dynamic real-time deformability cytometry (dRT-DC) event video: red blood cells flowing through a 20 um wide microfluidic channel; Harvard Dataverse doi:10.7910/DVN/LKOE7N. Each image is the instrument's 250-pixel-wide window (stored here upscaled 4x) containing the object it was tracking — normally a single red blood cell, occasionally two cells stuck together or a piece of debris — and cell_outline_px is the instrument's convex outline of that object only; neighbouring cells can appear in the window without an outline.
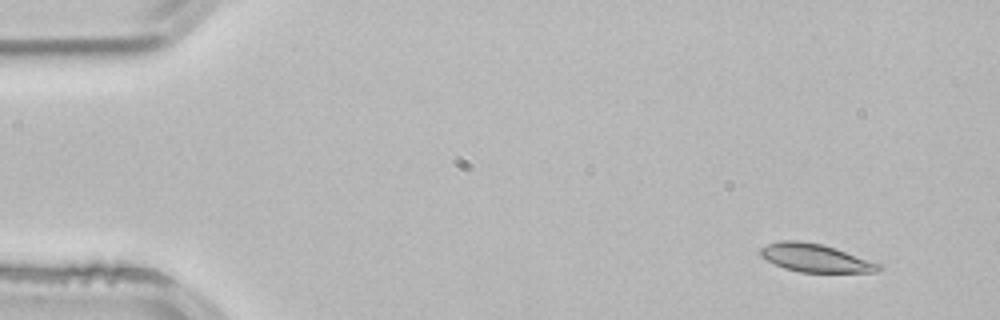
{"species": "common noctule bat (a hibernating species)", "species_latin": "Nyctalus noctula", "temperature_condition": "room temperature", "stored_images_in_passage": 3, "camera_frame_rate_fps": 3000, "um_per_image_px": 0.085, "animal": {"sex": "male", "body_mass_g": 21.5, "forearm_length_mm": 52.0}, "frame": {"image": 1, "passage_image": 1, "time_ms": 0.0, "image_size_px": [1000, 320], "cell_outline_px": [[884, 268], [880, 272], [800, 272], [784, 268], [760, 256], [760, 248], [768, 244], [780, 240], [800, 240], [820, 244], [836, 248], [884, 264]], "centroid_in_image_um": [69.39, 21.93], "position_along_channel_um": 15.6, "area_um2": 19.59}}
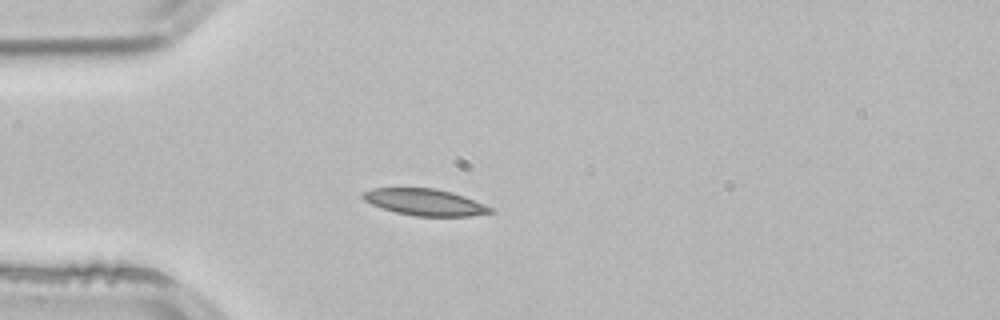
{"frame": {"image": 2, "passage_image": 3, "time_ms": 0.667, "image_size_px": [1000, 320], "cell_outline_px": [[496, 212], [468, 216], [416, 216], [396, 212], [380, 208], [364, 200], [360, 196], [364, 192], [372, 188], [436, 188], [452, 192], [464, 196], [484, 204], [492, 208]], "centroid_in_image_um": [36.11, 17.18], "position_along_channel_um": 48.9, "area_um2": 19.77}}